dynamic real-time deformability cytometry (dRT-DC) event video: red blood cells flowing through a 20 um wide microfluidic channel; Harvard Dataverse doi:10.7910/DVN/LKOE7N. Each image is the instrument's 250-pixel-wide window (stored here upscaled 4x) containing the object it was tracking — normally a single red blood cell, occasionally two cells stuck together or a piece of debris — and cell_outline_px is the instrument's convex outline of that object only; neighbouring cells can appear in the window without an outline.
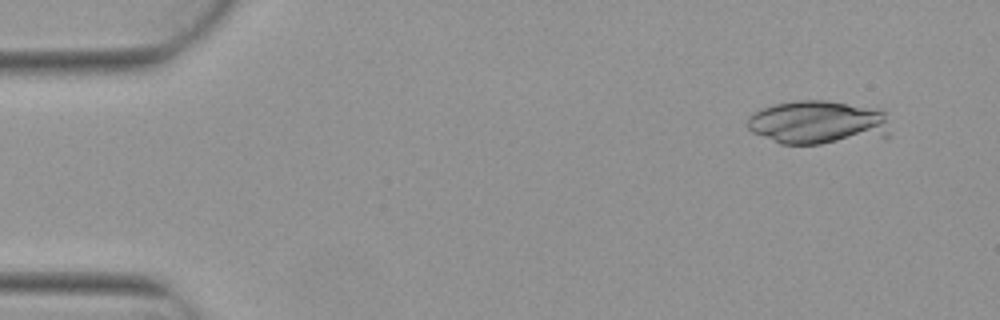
{"species": "Egyptian fruit bat (a non-hibernating species)", "species_latin": "Rousettus aegyptiacus", "temperature_condition": "warm", "stored_images_in_passage": 4, "camera_frame_rate_fps": 3000, "um_per_image_px": 0.085, "animal": {"sex": "female"}, "frame": {"image": 1, "passage_image": 2, "time_ms": 0.333, "image_size_px": [1000, 320], "cell_outline_px": [[888, 136], [820, 144], [780, 144], [752, 132], [748, 128], [748, 116], [752, 112], [760, 108], [776, 104], [796, 100], [824, 100], [876, 108], [884, 112], [888, 132]], "centroid_in_image_um": [69.46, 10.4], "position_along_channel_um": 15.5, "area_um2": 36.24}}